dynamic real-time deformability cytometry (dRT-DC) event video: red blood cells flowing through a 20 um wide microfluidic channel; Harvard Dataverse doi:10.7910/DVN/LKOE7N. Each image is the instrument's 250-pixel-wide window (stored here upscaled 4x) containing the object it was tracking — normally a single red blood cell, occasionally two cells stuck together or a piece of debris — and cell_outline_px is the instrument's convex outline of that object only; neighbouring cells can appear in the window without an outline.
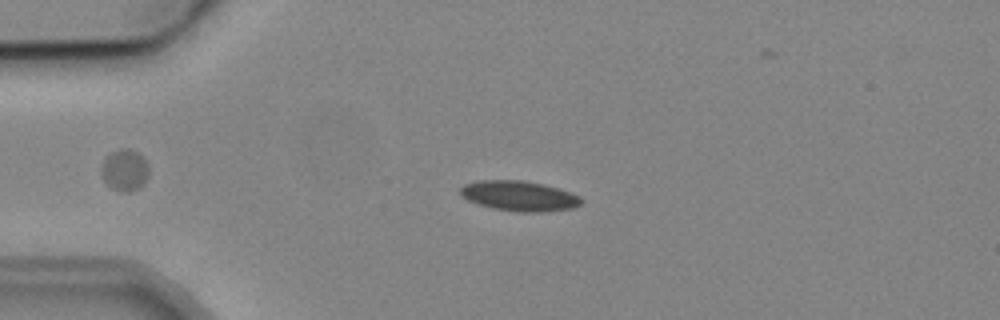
{"species": "common noctule bat (a hibernating species)", "species_latin": "Nyctalus noctula", "temperature_condition": "cold", "stored_images_in_passage": 4, "camera_frame_rate_fps": 3000, "um_per_image_px": 0.085, "animal": {"sex": "male", "body_mass_g": 19.2, "forearm_length_mm": 51.8}, "frame": {"image": 1, "passage_image": 3, "time_ms": 2.667, "image_size_px": [1000, 320], "cell_outline_px": [[584, 200], [580, 204], [572, 208], [540, 212], [516, 212], [492, 208], [476, 204], [460, 196], [460, 188], [464, 184], [480, 180], [524, 180], [544, 184], [580, 196]], "centroid_in_image_um": [44.09, 16.65], "position_along_channel_um": 40.9, "area_um2": 21.33}}